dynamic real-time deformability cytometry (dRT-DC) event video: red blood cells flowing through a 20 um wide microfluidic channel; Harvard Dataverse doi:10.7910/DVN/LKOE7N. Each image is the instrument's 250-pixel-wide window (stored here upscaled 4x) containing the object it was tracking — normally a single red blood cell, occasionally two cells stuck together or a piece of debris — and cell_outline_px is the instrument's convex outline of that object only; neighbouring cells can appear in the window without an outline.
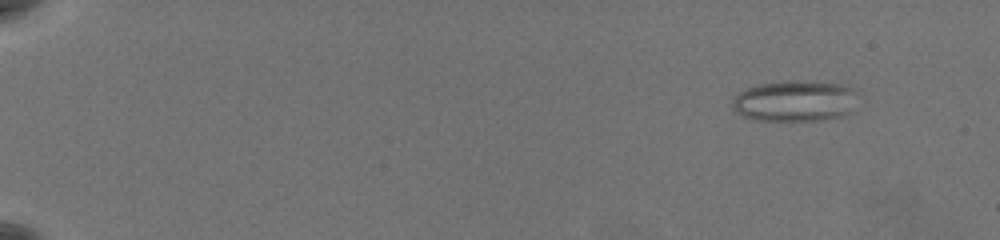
{"species": "common noctule bat (a hibernating species)", "species_latin": "Nyctalus noctula", "temperature_condition": "warm", "stored_images_in_passage": 59, "camera_frame_rate_fps": 3000, "um_per_image_px": 0.085, "animal": {"sex": "female", "body_mass_g": 19.5, "forearm_length_mm": 54.1}, "frame": {"image": 1, "passage_image": 5, "time_ms": 1.333, "image_size_px": [1000, 240], "cell_outline_px": [[856, 92], [848, 112], [840, 116], [820, 120], [756, 120], [744, 116], [736, 112], [732, 108], [732, 100], [740, 92], [756, 84], [788, 80], [840, 84], [852, 88]], "centroid_in_image_um": [67.49, 8.58], "position_along_channel_um": 17.5, "area_um2": 29.48}}
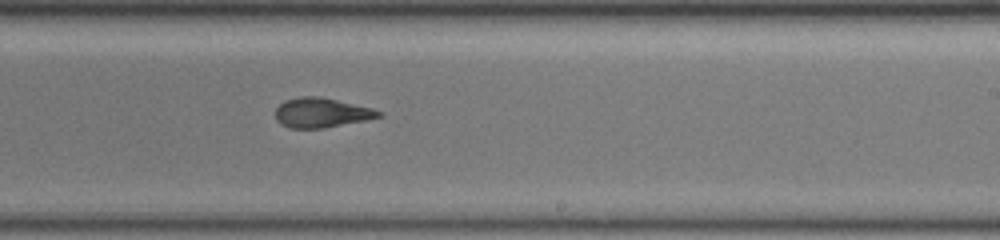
{"frame": {"image": 2, "passage_image": 39, "time_ms": 12.667, "image_size_px": [1000, 240], "cell_outline_px": [[384, 116], [324, 128], [288, 128], [280, 124], [276, 120], [276, 108], [284, 100], [300, 96], [320, 96], [372, 108], [384, 112]], "centroid_in_image_um": [27.31, 9.57], "position_along_channel_um": 261.7, "area_um2": 17.92}}
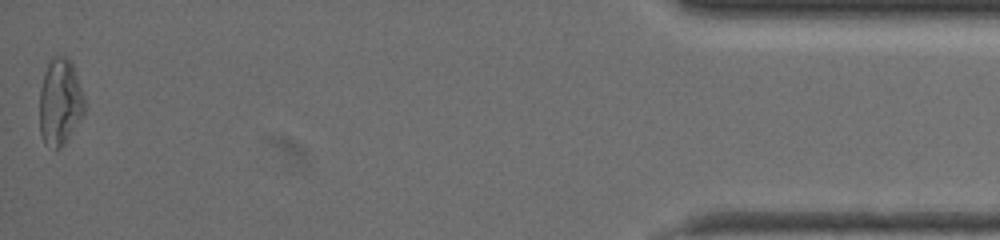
{"frame": {"image": 3, "passage_image": 59, "time_ms": 19.333, "image_size_px": [1000, 240], "cell_outline_px": [[84, 112], [80, 120], [64, 144], [60, 148], [56, 148], [44, 144], [40, 132], [40, 88], [44, 72], [52, 56], [64, 56], [72, 64], [84, 96]], "centroid_in_image_um": [5.08, 8.68], "position_along_channel_um": 430.1, "area_um2": 22.48}, "authors_computed_cell_mechanics": {"area_um2": 20.808, "velocity_mm_per_s": 3.65, "shape_relaxation_time_tau1_ms": 8.8963, "shape_relaxation_time_tau2_ms": 1.8501, "deformation_change_tau1": 0.2523, "deformation_change_tau2": 0.1079}}